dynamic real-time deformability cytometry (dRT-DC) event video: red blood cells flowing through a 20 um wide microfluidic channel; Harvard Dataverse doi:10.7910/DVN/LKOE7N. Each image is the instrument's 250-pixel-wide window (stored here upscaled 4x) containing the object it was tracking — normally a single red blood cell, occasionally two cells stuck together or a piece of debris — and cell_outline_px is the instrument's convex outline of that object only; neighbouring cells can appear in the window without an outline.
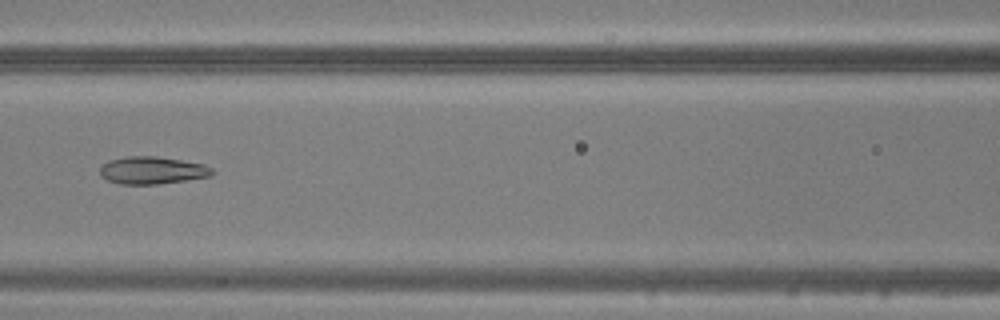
{"species": "common noctule bat (a hibernating species)", "species_latin": "Nyctalus noctula", "temperature_condition": "warm", "stored_images_in_passage": 50, "camera_frame_rate_fps": 3000, "um_per_image_px": 0.085, "animal": {"sex": "male", "body_mass_g": 20.5, "forearm_length_mm": 52.5}, "frame": {"image": 1, "passage_image": 23, "time_ms": 7.333, "image_size_px": [1000, 320], "cell_outline_px": [[216, 172], [212, 176], [156, 184], [120, 184], [108, 180], [100, 176], [100, 168], [108, 160], [124, 156], [156, 156], [204, 164], [212, 168]], "centroid_in_image_um": [12.94, 14.47], "position_along_channel_um": 153.7, "area_um2": 17.98}}
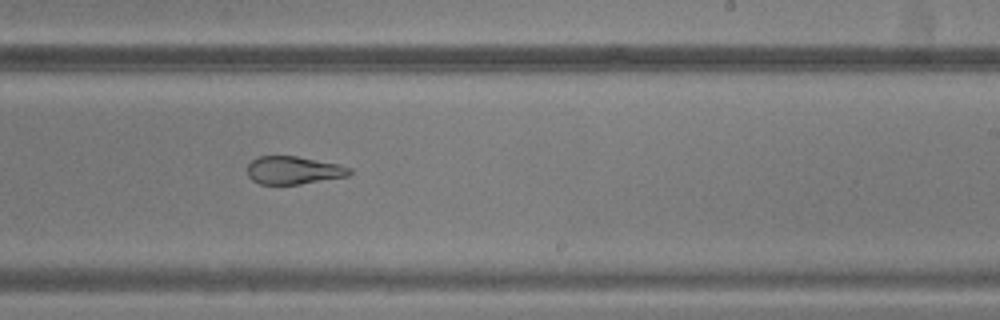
{"frame": {"image": 2, "passage_image": 31, "time_ms": 10.0, "image_size_px": [1000, 320], "cell_outline_px": [[352, 172], [348, 176], [300, 184], [260, 184], [252, 180], [248, 176], [248, 164], [256, 156], [296, 156], [336, 164], [352, 168]], "centroid_in_image_um": [24.93, 14.47], "position_along_channel_um": 264.1, "area_um2": 16.53}}
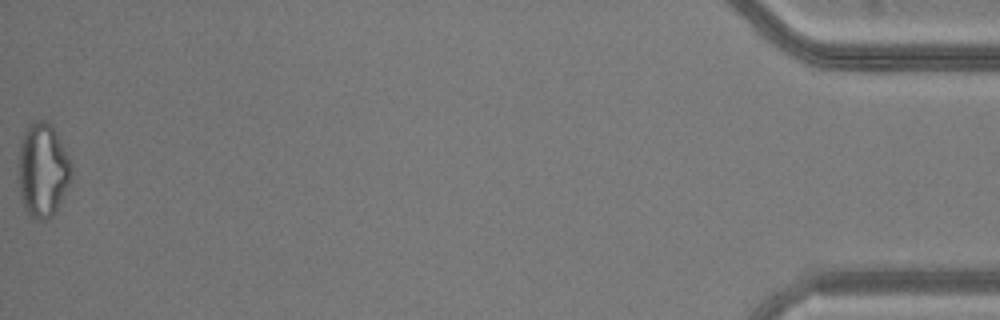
{"frame": {"image": 3, "passage_image": 50, "time_ms": 16.333, "image_size_px": [1000, 320], "cell_outline_px": [[72, 176], [56, 212], [48, 220], [36, 220], [28, 216], [24, 208], [20, 196], [20, 140], [28, 124], [32, 120], [44, 120], [56, 132], [72, 160]], "centroid_in_image_um": [3.66, 14.48], "position_along_channel_um": 431.5, "area_um2": 29.19}}